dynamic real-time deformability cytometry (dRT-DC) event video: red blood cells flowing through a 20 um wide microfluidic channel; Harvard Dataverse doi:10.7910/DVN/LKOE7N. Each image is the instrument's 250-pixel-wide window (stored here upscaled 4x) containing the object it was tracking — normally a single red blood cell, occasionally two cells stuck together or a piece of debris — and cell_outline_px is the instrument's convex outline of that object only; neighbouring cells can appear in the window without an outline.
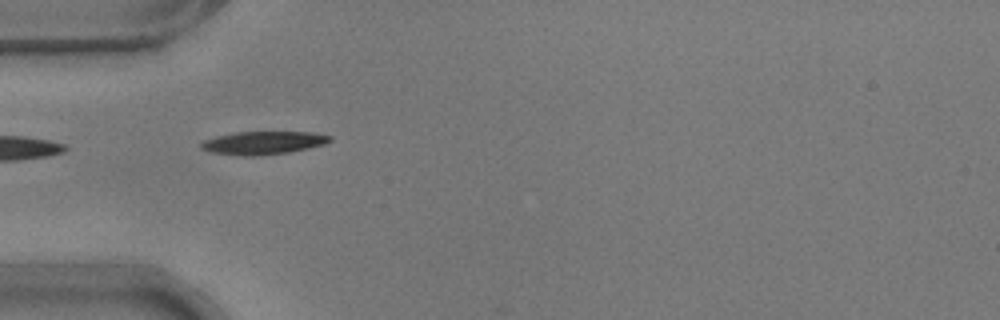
{"species": "common noctule bat (a hibernating species)", "species_latin": "Nyctalus noctula", "temperature_condition": "warm", "stored_images_in_passage": 21, "camera_frame_rate_fps": 3000, "um_per_image_px": 0.085, "animal": {"sex": "male", "body_mass_g": 17.9}, "frame": {"image": 1, "passage_image": 1, "time_ms": 0.0, "image_size_px": [1000, 320], "cell_outline_px": [[332, 140], [324, 144], [308, 148], [288, 152], [256, 156], [244, 156], [212, 152], [200, 148], [200, 144], [204, 140], [216, 136], [236, 132], [312, 132], [332, 136]], "centroid_in_image_um": [22.37, 12.13], "position_along_channel_um": 62.6, "area_um2": 17.22}}
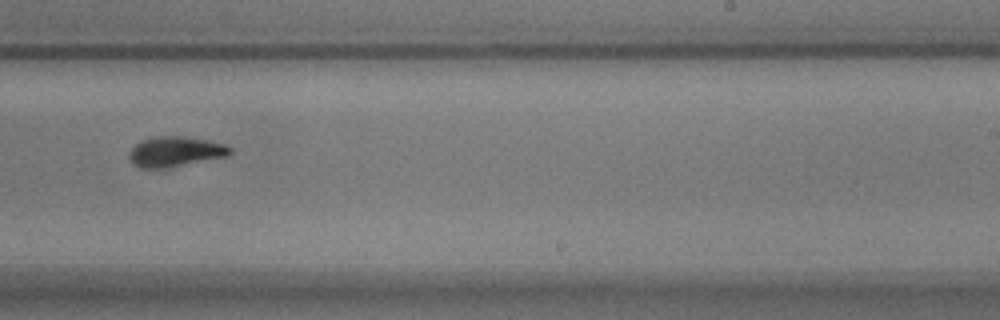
{"frame": {"image": 2, "passage_image": 18, "time_ms": 5.667, "image_size_px": [1000, 320], "cell_outline_px": [[232, 152], [228, 156], [168, 168], [140, 168], [132, 164], [128, 156], [128, 152], [136, 144], [144, 140], [160, 136], [180, 136], [208, 140], [224, 144], [232, 148]], "centroid_in_image_um": [14.9, 12.9], "position_along_channel_um": 274.1, "area_um2": 17.74}}